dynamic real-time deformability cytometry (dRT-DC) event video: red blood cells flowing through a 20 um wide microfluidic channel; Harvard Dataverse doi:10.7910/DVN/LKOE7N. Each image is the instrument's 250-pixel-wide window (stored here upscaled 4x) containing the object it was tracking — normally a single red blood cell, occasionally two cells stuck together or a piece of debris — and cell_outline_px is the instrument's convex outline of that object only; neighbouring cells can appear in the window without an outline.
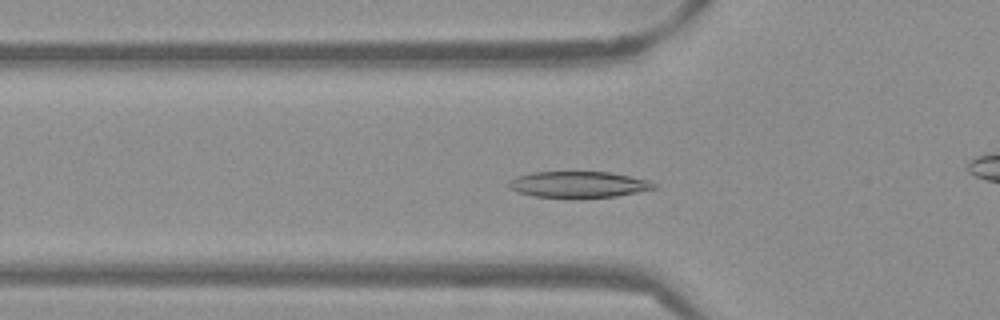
{"species": "Egyptian fruit bat (a non-hibernating species)", "species_latin": "Rousettus aegyptiacus", "temperature_condition": "warm", "stored_images_in_passage": 41, "camera_frame_rate_fps": 3000, "um_per_image_px": 0.085, "frame": {"image": 1, "passage_image": 5, "time_ms": 1.333, "image_size_px": [1000, 320], "cell_outline_px": [[656, 188], [616, 196], [580, 200], [572, 200], [532, 196], [508, 188], [508, 180], [516, 176], [532, 172], [608, 172], [648, 180], [656, 184]], "centroid_in_image_um": [49.11, 15.72], "position_along_channel_um": 76.7, "area_um2": 22.83}}
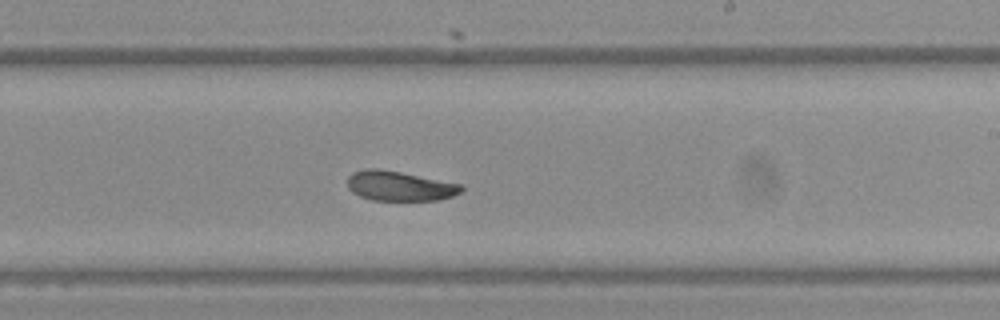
{"frame": {"image": 2, "passage_image": 19, "time_ms": 6.0, "image_size_px": [1000, 320], "cell_outline_px": [[464, 188], [460, 192], [452, 196], [440, 200], [372, 200], [360, 196], [352, 192], [348, 188], [348, 176], [352, 172], [364, 168], [376, 168], [400, 172], [460, 184]], "centroid_in_image_um": [33.92, 15.81], "position_along_channel_um": 255.1, "area_um2": 19.65}}
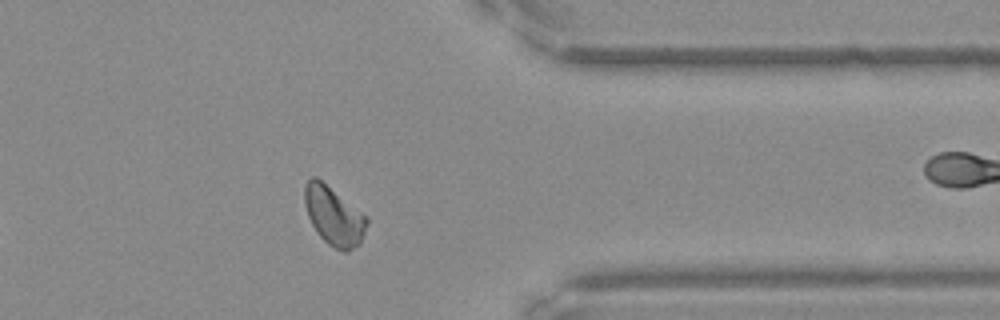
{"frame": {"image": 3, "passage_image": 30, "time_ms": 9.667, "image_size_px": [1000, 320], "cell_outline_px": [[368, 224], [360, 244], [348, 252], [344, 252], [328, 244], [316, 232], [308, 216], [304, 204], [304, 184], [312, 176], [316, 176], [364, 216], [368, 220]], "centroid_in_image_um": [28.34, 18.38], "position_along_channel_um": 383.1, "area_um2": 20.87}, "authors_computed_cell_mechanics": {"area_um2": 20.6346, "velocity_mm_per_s": 3.8029, "shape_relaxation_time_tau1_ms": 4.5606, "shape_relaxation_time_tau2_ms": 3.5687, "deformation_change_tau1": 0.1624, "deformation_change_tau2": 0.0759}}